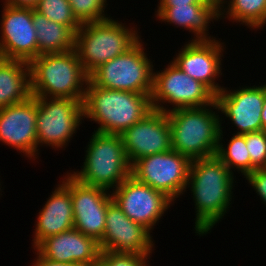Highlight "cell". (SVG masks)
Instances as JSON below:
<instances>
[{"instance_id":"6da1fadb","label":"cell","mask_w":266,"mask_h":266,"mask_svg":"<svg viewBox=\"0 0 266 266\" xmlns=\"http://www.w3.org/2000/svg\"><path fill=\"white\" fill-rule=\"evenodd\" d=\"M233 175L216 155L191 161L186 189L190 187L195 203L194 231L197 235L211 232L229 211L234 197Z\"/></svg>"},{"instance_id":"7a4b0ae2","label":"cell","mask_w":266,"mask_h":266,"mask_svg":"<svg viewBox=\"0 0 266 266\" xmlns=\"http://www.w3.org/2000/svg\"><path fill=\"white\" fill-rule=\"evenodd\" d=\"M84 119L99 124L96 132L121 135L153 110L151 94L111 90L87 83Z\"/></svg>"},{"instance_id":"3957f363","label":"cell","mask_w":266,"mask_h":266,"mask_svg":"<svg viewBox=\"0 0 266 266\" xmlns=\"http://www.w3.org/2000/svg\"><path fill=\"white\" fill-rule=\"evenodd\" d=\"M218 111L216 102L204 107L168 111L172 149L191 161L215 156L220 131L224 128Z\"/></svg>"},{"instance_id":"277c9868","label":"cell","mask_w":266,"mask_h":266,"mask_svg":"<svg viewBox=\"0 0 266 266\" xmlns=\"http://www.w3.org/2000/svg\"><path fill=\"white\" fill-rule=\"evenodd\" d=\"M29 66L32 96L84 100L89 75L75 49L39 55Z\"/></svg>"},{"instance_id":"5b68a950","label":"cell","mask_w":266,"mask_h":266,"mask_svg":"<svg viewBox=\"0 0 266 266\" xmlns=\"http://www.w3.org/2000/svg\"><path fill=\"white\" fill-rule=\"evenodd\" d=\"M92 134L85 147L82 169L69 174L82 184L114 190L131 175L132 170L122 137L96 131Z\"/></svg>"},{"instance_id":"8992f818","label":"cell","mask_w":266,"mask_h":266,"mask_svg":"<svg viewBox=\"0 0 266 266\" xmlns=\"http://www.w3.org/2000/svg\"><path fill=\"white\" fill-rule=\"evenodd\" d=\"M124 24L112 17L81 24L75 34V50L88 75L103 63L125 53L141 38L136 27L129 28Z\"/></svg>"},{"instance_id":"52a82bcc","label":"cell","mask_w":266,"mask_h":266,"mask_svg":"<svg viewBox=\"0 0 266 266\" xmlns=\"http://www.w3.org/2000/svg\"><path fill=\"white\" fill-rule=\"evenodd\" d=\"M143 44L140 38L125 53L95 69L89 75V80L97 87L151 94L154 67Z\"/></svg>"},{"instance_id":"ba28073f","label":"cell","mask_w":266,"mask_h":266,"mask_svg":"<svg viewBox=\"0 0 266 266\" xmlns=\"http://www.w3.org/2000/svg\"><path fill=\"white\" fill-rule=\"evenodd\" d=\"M37 97V157L43 144L55 150L65 148L84 120V100Z\"/></svg>"},{"instance_id":"9c48e42d","label":"cell","mask_w":266,"mask_h":266,"mask_svg":"<svg viewBox=\"0 0 266 266\" xmlns=\"http://www.w3.org/2000/svg\"><path fill=\"white\" fill-rule=\"evenodd\" d=\"M153 109L168 112L177 109L204 107L216 102V95L202 82L181 71L172 61L160 71H153L151 93ZM169 107L167 103L172 105Z\"/></svg>"},{"instance_id":"30bf717a","label":"cell","mask_w":266,"mask_h":266,"mask_svg":"<svg viewBox=\"0 0 266 266\" xmlns=\"http://www.w3.org/2000/svg\"><path fill=\"white\" fill-rule=\"evenodd\" d=\"M191 160L173 149L138 159L131 175L175 201L186 190Z\"/></svg>"},{"instance_id":"8fae6325","label":"cell","mask_w":266,"mask_h":266,"mask_svg":"<svg viewBox=\"0 0 266 266\" xmlns=\"http://www.w3.org/2000/svg\"><path fill=\"white\" fill-rule=\"evenodd\" d=\"M111 194L128 218L150 232L174 203L166 194L138 181L132 175L112 190Z\"/></svg>"},{"instance_id":"7c38bea8","label":"cell","mask_w":266,"mask_h":266,"mask_svg":"<svg viewBox=\"0 0 266 266\" xmlns=\"http://www.w3.org/2000/svg\"><path fill=\"white\" fill-rule=\"evenodd\" d=\"M0 27V58L30 63L38 56L37 34L33 26V8L3 3Z\"/></svg>"},{"instance_id":"4fadbf2b","label":"cell","mask_w":266,"mask_h":266,"mask_svg":"<svg viewBox=\"0 0 266 266\" xmlns=\"http://www.w3.org/2000/svg\"><path fill=\"white\" fill-rule=\"evenodd\" d=\"M172 62L191 78L202 82L215 95L224 86L215 82L222 75V58L225 49L221 40H190L182 46Z\"/></svg>"},{"instance_id":"5bb4252c","label":"cell","mask_w":266,"mask_h":266,"mask_svg":"<svg viewBox=\"0 0 266 266\" xmlns=\"http://www.w3.org/2000/svg\"><path fill=\"white\" fill-rule=\"evenodd\" d=\"M151 232L132 221L114 200L108 205L105 230L99 242L101 251L127 254H148L154 249Z\"/></svg>"},{"instance_id":"9a60e30c","label":"cell","mask_w":266,"mask_h":266,"mask_svg":"<svg viewBox=\"0 0 266 266\" xmlns=\"http://www.w3.org/2000/svg\"><path fill=\"white\" fill-rule=\"evenodd\" d=\"M131 165L138 159L172 149L171 127L166 112L153 109L121 134Z\"/></svg>"},{"instance_id":"2e32d148","label":"cell","mask_w":266,"mask_h":266,"mask_svg":"<svg viewBox=\"0 0 266 266\" xmlns=\"http://www.w3.org/2000/svg\"><path fill=\"white\" fill-rule=\"evenodd\" d=\"M37 97L0 109V142L23 153L28 159L37 158ZM33 157V158H32Z\"/></svg>"},{"instance_id":"e0dca14e","label":"cell","mask_w":266,"mask_h":266,"mask_svg":"<svg viewBox=\"0 0 266 266\" xmlns=\"http://www.w3.org/2000/svg\"><path fill=\"white\" fill-rule=\"evenodd\" d=\"M71 197L74 228L100 242L105 230L107 207L113 201L111 191L82 184L71 176Z\"/></svg>"},{"instance_id":"ac0fdd59","label":"cell","mask_w":266,"mask_h":266,"mask_svg":"<svg viewBox=\"0 0 266 266\" xmlns=\"http://www.w3.org/2000/svg\"><path fill=\"white\" fill-rule=\"evenodd\" d=\"M264 102V85L242 86L236 90L224 87L216 95L219 112L237 127L235 134H247L262 130L261 112Z\"/></svg>"},{"instance_id":"d6986e66","label":"cell","mask_w":266,"mask_h":266,"mask_svg":"<svg viewBox=\"0 0 266 266\" xmlns=\"http://www.w3.org/2000/svg\"><path fill=\"white\" fill-rule=\"evenodd\" d=\"M35 249L51 261L83 266H95L101 253L99 242L75 228L44 239Z\"/></svg>"},{"instance_id":"ffe728a7","label":"cell","mask_w":266,"mask_h":266,"mask_svg":"<svg viewBox=\"0 0 266 266\" xmlns=\"http://www.w3.org/2000/svg\"><path fill=\"white\" fill-rule=\"evenodd\" d=\"M65 177V178H64ZM52 191L45 205L39 211L35 224L33 244L36 248L44 239L74 228L71 197V175L67 172Z\"/></svg>"},{"instance_id":"44dd1931","label":"cell","mask_w":266,"mask_h":266,"mask_svg":"<svg viewBox=\"0 0 266 266\" xmlns=\"http://www.w3.org/2000/svg\"><path fill=\"white\" fill-rule=\"evenodd\" d=\"M155 16L161 22L174 24L177 28L194 33L192 40H215L208 33L210 21L220 19V1L208 0L205 4H188L182 6H157ZM212 37V38H211Z\"/></svg>"},{"instance_id":"7402d4cb","label":"cell","mask_w":266,"mask_h":266,"mask_svg":"<svg viewBox=\"0 0 266 266\" xmlns=\"http://www.w3.org/2000/svg\"><path fill=\"white\" fill-rule=\"evenodd\" d=\"M31 96L29 63L0 58V109L26 101Z\"/></svg>"},{"instance_id":"603a6c76","label":"cell","mask_w":266,"mask_h":266,"mask_svg":"<svg viewBox=\"0 0 266 266\" xmlns=\"http://www.w3.org/2000/svg\"><path fill=\"white\" fill-rule=\"evenodd\" d=\"M33 26L37 34L38 56L75 49V33L69 27L49 20L34 8Z\"/></svg>"},{"instance_id":"cb8c5ba5","label":"cell","mask_w":266,"mask_h":266,"mask_svg":"<svg viewBox=\"0 0 266 266\" xmlns=\"http://www.w3.org/2000/svg\"><path fill=\"white\" fill-rule=\"evenodd\" d=\"M220 19L263 29L266 24V0H219ZM227 4V6L225 5ZM225 5V6H224ZM225 16V17H224ZM233 20V21H232ZM264 25V26H263Z\"/></svg>"},{"instance_id":"d4e9b609","label":"cell","mask_w":266,"mask_h":266,"mask_svg":"<svg viewBox=\"0 0 266 266\" xmlns=\"http://www.w3.org/2000/svg\"><path fill=\"white\" fill-rule=\"evenodd\" d=\"M223 129L221 128L216 156L227 166L234 174L233 169L241 172L245 177L251 173V158L246 146V134H233L227 147L222 143Z\"/></svg>"},{"instance_id":"484cf974","label":"cell","mask_w":266,"mask_h":266,"mask_svg":"<svg viewBox=\"0 0 266 266\" xmlns=\"http://www.w3.org/2000/svg\"><path fill=\"white\" fill-rule=\"evenodd\" d=\"M34 9L49 20L69 27L75 34L81 27L68 0H38Z\"/></svg>"},{"instance_id":"4316f807","label":"cell","mask_w":266,"mask_h":266,"mask_svg":"<svg viewBox=\"0 0 266 266\" xmlns=\"http://www.w3.org/2000/svg\"><path fill=\"white\" fill-rule=\"evenodd\" d=\"M76 19L82 24L110 18L105 13L107 0H68ZM107 15V16H106Z\"/></svg>"},{"instance_id":"83f0119b","label":"cell","mask_w":266,"mask_h":266,"mask_svg":"<svg viewBox=\"0 0 266 266\" xmlns=\"http://www.w3.org/2000/svg\"><path fill=\"white\" fill-rule=\"evenodd\" d=\"M246 146L251 158V172L258 168H266V131L247 133Z\"/></svg>"},{"instance_id":"f1b7e54d","label":"cell","mask_w":266,"mask_h":266,"mask_svg":"<svg viewBox=\"0 0 266 266\" xmlns=\"http://www.w3.org/2000/svg\"><path fill=\"white\" fill-rule=\"evenodd\" d=\"M147 254L101 251L95 266H144Z\"/></svg>"},{"instance_id":"f546056e","label":"cell","mask_w":266,"mask_h":266,"mask_svg":"<svg viewBox=\"0 0 266 266\" xmlns=\"http://www.w3.org/2000/svg\"><path fill=\"white\" fill-rule=\"evenodd\" d=\"M244 178L247 179L257 193V196L264 202L266 206V168H258L247 174Z\"/></svg>"},{"instance_id":"4dcf8cb0","label":"cell","mask_w":266,"mask_h":266,"mask_svg":"<svg viewBox=\"0 0 266 266\" xmlns=\"http://www.w3.org/2000/svg\"><path fill=\"white\" fill-rule=\"evenodd\" d=\"M36 258L34 259V263L31 264L30 266H83V265H77V264H71V263H60V262H55L51 261L47 258H44L36 249Z\"/></svg>"},{"instance_id":"1f68e13d","label":"cell","mask_w":266,"mask_h":266,"mask_svg":"<svg viewBox=\"0 0 266 266\" xmlns=\"http://www.w3.org/2000/svg\"><path fill=\"white\" fill-rule=\"evenodd\" d=\"M208 0H160L158 6H182L188 4H205Z\"/></svg>"},{"instance_id":"d6a6232c","label":"cell","mask_w":266,"mask_h":266,"mask_svg":"<svg viewBox=\"0 0 266 266\" xmlns=\"http://www.w3.org/2000/svg\"><path fill=\"white\" fill-rule=\"evenodd\" d=\"M4 3L9 6H14V7L34 8L37 5L38 0H5Z\"/></svg>"},{"instance_id":"836d02e7","label":"cell","mask_w":266,"mask_h":266,"mask_svg":"<svg viewBox=\"0 0 266 266\" xmlns=\"http://www.w3.org/2000/svg\"><path fill=\"white\" fill-rule=\"evenodd\" d=\"M262 130L266 131V84H264V102L261 112Z\"/></svg>"},{"instance_id":"e575fe53","label":"cell","mask_w":266,"mask_h":266,"mask_svg":"<svg viewBox=\"0 0 266 266\" xmlns=\"http://www.w3.org/2000/svg\"><path fill=\"white\" fill-rule=\"evenodd\" d=\"M152 253H148L147 254V257H146V261H145V264H144V266H150V265H148V262H149V259L151 258V255Z\"/></svg>"}]
</instances>
